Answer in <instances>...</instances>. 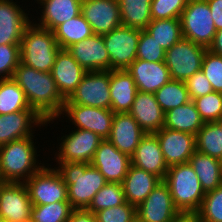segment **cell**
<instances>
[{
  "instance_id": "1",
  "label": "cell",
  "mask_w": 222,
  "mask_h": 222,
  "mask_svg": "<svg viewBox=\"0 0 222 222\" xmlns=\"http://www.w3.org/2000/svg\"><path fill=\"white\" fill-rule=\"evenodd\" d=\"M12 79L24 91L31 109L43 120L60 116L65 99L59 93L50 72H41L20 62Z\"/></svg>"
},
{
  "instance_id": "2",
  "label": "cell",
  "mask_w": 222,
  "mask_h": 222,
  "mask_svg": "<svg viewBox=\"0 0 222 222\" xmlns=\"http://www.w3.org/2000/svg\"><path fill=\"white\" fill-rule=\"evenodd\" d=\"M35 135L0 146V177L2 182L25 183L45 162L38 160ZM40 161V163H39ZM42 162V163H41ZM39 163V164H38Z\"/></svg>"
},
{
  "instance_id": "3",
  "label": "cell",
  "mask_w": 222,
  "mask_h": 222,
  "mask_svg": "<svg viewBox=\"0 0 222 222\" xmlns=\"http://www.w3.org/2000/svg\"><path fill=\"white\" fill-rule=\"evenodd\" d=\"M55 166L67 185L68 201L74 210L87 209L96 193L108 183L89 163L65 162Z\"/></svg>"
},
{
  "instance_id": "4",
  "label": "cell",
  "mask_w": 222,
  "mask_h": 222,
  "mask_svg": "<svg viewBox=\"0 0 222 222\" xmlns=\"http://www.w3.org/2000/svg\"><path fill=\"white\" fill-rule=\"evenodd\" d=\"M60 49L54 32L32 21L23 32L20 62L41 72H51Z\"/></svg>"
},
{
  "instance_id": "5",
  "label": "cell",
  "mask_w": 222,
  "mask_h": 222,
  "mask_svg": "<svg viewBox=\"0 0 222 222\" xmlns=\"http://www.w3.org/2000/svg\"><path fill=\"white\" fill-rule=\"evenodd\" d=\"M163 181L179 212L199 211L206 193L189 162L170 166Z\"/></svg>"
},
{
  "instance_id": "6",
  "label": "cell",
  "mask_w": 222,
  "mask_h": 222,
  "mask_svg": "<svg viewBox=\"0 0 222 222\" xmlns=\"http://www.w3.org/2000/svg\"><path fill=\"white\" fill-rule=\"evenodd\" d=\"M180 20L184 39L206 48L212 44L217 30L207 0H188Z\"/></svg>"
},
{
  "instance_id": "7",
  "label": "cell",
  "mask_w": 222,
  "mask_h": 222,
  "mask_svg": "<svg viewBox=\"0 0 222 222\" xmlns=\"http://www.w3.org/2000/svg\"><path fill=\"white\" fill-rule=\"evenodd\" d=\"M64 134L57 139V150L53 154L56 163L74 162V163H92L95 152L99 144L104 140L96 133L76 129ZM61 142V143H60Z\"/></svg>"
},
{
  "instance_id": "8",
  "label": "cell",
  "mask_w": 222,
  "mask_h": 222,
  "mask_svg": "<svg viewBox=\"0 0 222 222\" xmlns=\"http://www.w3.org/2000/svg\"><path fill=\"white\" fill-rule=\"evenodd\" d=\"M114 114L111 109L78 104H64L60 116L47 120L45 124L46 126H50L48 124L57 120L59 122L62 117V120L67 117L68 121L66 120V122L69 124L72 123L71 125H74L76 129L89 130L99 135L102 139H108L111 133Z\"/></svg>"
},
{
  "instance_id": "9",
  "label": "cell",
  "mask_w": 222,
  "mask_h": 222,
  "mask_svg": "<svg viewBox=\"0 0 222 222\" xmlns=\"http://www.w3.org/2000/svg\"><path fill=\"white\" fill-rule=\"evenodd\" d=\"M46 164L24 183L32 204L45 205L68 201L67 185L63 177L55 167H51L52 164Z\"/></svg>"
},
{
  "instance_id": "10",
  "label": "cell",
  "mask_w": 222,
  "mask_h": 222,
  "mask_svg": "<svg viewBox=\"0 0 222 222\" xmlns=\"http://www.w3.org/2000/svg\"><path fill=\"white\" fill-rule=\"evenodd\" d=\"M208 48L182 38L165 53L166 64L173 80L186 81L201 70Z\"/></svg>"
},
{
  "instance_id": "11",
  "label": "cell",
  "mask_w": 222,
  "mask_h": 222,
  "mask_svg": "<svg viewBox=\"0 0 222 222\" xmlns=\"http://www.w3.org/2000/svg\"><path fill=\"white\" fill-rule=\"evenodd\" d=\"M64 104L110 109V70L86 72Z\"/></svg>"
},
{
  "instance_id": "12",
  "label": "cell",
  "mask_w": 222,
  "mask_h": 222,
  "mask_svg": "<svg viewBox=\"0 0 222 222\" xmlns=\"http://www.w3.org/2000/svg\"><path fill=\"white\" fill-rule=\"evenodd\" d=\"M102 36L109 53V70H126L136 60L140 29L120 25Z\"/></svg>"
},
{
  "instance_id": "13",
  "label": "cell",
  "mask_w": 222,
  "mask_h": 222,
  "mask_svg": "<svg viewBox=\"0 0 222 222\" xmlns=\"http://www.w3.org/2000/svg\"><path fill=\"white\" fill-rule=\"evenodd\" d=\"M32 206L24 183H0V217L8 222H30Z\"/></svg>"
},
{
  "instance_id": "14",
  "label": "cell",
  "mask_w": 222,
  "mask_h": 222,
  "mask_svg": "<svg viewBox=\"0 0 222 222\" xmlns=\"http://www.w3.org/2000/svg\"><path fill=\"white\" fill-rule=\"evenodd\" d=\"M179 213L167 184L162 180L137 206L138 222H171Z\"/></svg>"
},
{
  "instance_id": "15",
  "label": "cell",
  "mask_w": 222,
  "mask_h": 222,
  "mask_svg": "<svg viewBox=\"0 0 222 222\" xmlns=\"http://www.w3.org/2000/svg\"><path fill=\"white\" fill-rule=\"evenodd\" d=\"M15 1L0 0V45L21 44L23 32L34 18L30 11L25 9L27 6L23 8V4Z\"/></svg>"
},
{
  "instance_id": "16",
  "label": "cell",
  "mask_w": 222,
  "mask_h": 222,
  "mask_svg": "<svg viewBox=\"0 0 222 222\" xmlns=\"http://www.w3.org/2000/svg\"><path fill=\"white\" fill-rule=\"evenodd\" d=\"M81 14L93 34L103 35L122 25L118 0H82Z\"/></svg>"
},
{
  "instance_id": "17",
  "label": "cell",
  "mask_w": 222,
  "mask_h": 222,
  "mask_svg": "<svg viewBox=\"0 0 222 222\" xmlns=\"http://www.w3.org/2000/svg\"><path fill=\"white\" fill-rule=\"evenodd\" d=\"M109 183H122L131 165V157L120 152L108 140L98 146L91 163Z\"/></svg>"
},
{
  "instance_id": "18",
  "label": "cell",
  "mask_w": 222,
  "mask_h": 222,
  "mask_svg": "<svg viewBox=\"0 0 222 222\" xmlns=\"http://www.w3.org/2000/svg\"><path fill=\"white\" fill-rule=\"evenodd\" d=\"M159 141L168 167L188 163L196 151L195 136L186 132L174 131L163 127L154 133Z\"/></svg>"
},
{
  "instance_id": "19",
  "label": "cell",
  "mask_w": 222,
  "mask_h": 222,
  "mask_svg": "<svg viewBox=\"0 0 222 222\" xmlns=\"http://www.w3.org/2000/svg\"><path fill=\"white\" fill-rule=\"evenodd\" d=\"M45 122L34 110H21L0 115V146L33 136L36 131L34 129L46 127Z\"/></svg>"
},
{
  "instance_id": "20",
  "label": "cell",
  "mask_w": 222,
  "mask_h": 222,
  "mask_svg": "<svg viewBox=\"0 0 222 222\" xmlns=\"http://www.w3.org/2000/svg\"><path fill=\"white\" fill-rule=\"evenodd\" d=\"M67 50L87 72L109 70V53L102 35L93 34Z\"/></svg>"
},
{
  "instance_id": "21",
  "label": "cell",
  "mask_w": 222,
  "mask_h": 222,
  "mask_svg": "<svg viewBox=\"0 0 222 222\" xmlns=\"http://www.w3.org/2000/svg\"><path fill=\"white\" fill-rule=\"evenodd\" d=\"M86 72L67 49H60L50 73L59 93L66 100L76 90Z\"/></svg>"
},
{
  "instance_id": "22",
  "label": "cell",
  "mask_w": 222,
  "mask_h": 222,
  "mask_svg": "<svg viewBox=\"0 0 222 222\" xmlns=\"http://www.w3.org/2000/svg\"><path fill=\"white\" fill-rule=\"evenodd\" d=\"M35 2L40 4L38 9L41 13L37 11L35 15L40 14L36 17L38 21H35L36 18L32 21L37 26L51 31L81 13L82 0H34Z\"/></svg>"
},
{
  "instance_id": "23",
  "label": "cell",
  "mask_w": 222,
  "mask_h": 222,
  "mask_svg": "<svg viewBox=\"0 0 222 222\" xmlns=\"http://www.w3.org/2000/svg\"><path fill=\"white\" fill-rule=\"evenodd\" d=\"M131 165L145 170L164 180L168 171L159 141L154 133L145 134L135 153L131 156Z\"/></svg>"
},
{
  "instance_id": "24",
  "label": "cell",
  "mask_w": 222,
  "mask_h": 222,
  "mask_svg": "<svg viewBox=\"0 0 222 222\" xmlns=\"http://www.w3.org/2000/svg\"><path fill=\"white\" fill-rule=\"evenodd\" d=\"M145 134L129 113H115L108 140L120 152L131 157Z\"/></svg>"
},
{
  "instance_id": "25",
  "label": "cell",
  "mask_w": 222,
  "mask_h": 222,
  "mask_svg": "<svg viewBox=\"0 0 222 222\" xmlns=\"http://www.w3.org/2000/svg\"><path fill=\"white\" fill-rule=\"evenodd\" d=\"M140 92L155 93L171 80L164 62H149L136 59L127 69Z\"/></svg>"
},
{
  "instance_id": "26",
  "label": "cell",
  "mask_w": 222,
  "mask_h": 222,
  "mask_svg": "<svg viewBox=\"0 0 222 222\" xmlns=\"http://www.w3.org/2000/svg\"><path fill=\"white\" fill-rule=\"evenodd\" d=\"M129 114L146 134L156 133L164 127L165 112L154 93L138 91Z\"/></svg>"
},
{
  "instance_id": "27",
  "label": "cell",
  "mask_w": 222,
  "mask_h": 222,
  "mask_svg": "<svg viewBox=\"0 0 222 222\" xmlns=\"http://www.w3.org/2000/svg\"><path fill=\"white\" fill-rule=\"evenodd\" d=\"M138 88L127 70H110L111 107L114 113H129Z\"/></svg>"
},
{
  "instance_id": "28",
  "label": "cell",
  "mask_w": 222,
  "mask_h": 222,
  "mask_svg": "<svg viewBox=\"0 0 222 222\" xmlns=\"http://www.w3.org/2000/svg\"><path fill=\"white\" fill-rule=\"evenodd\" d=\"M161 181L158 176L130 165L121 183L126 202L139 206Z\"/></svg>"
},
{
  "instance_id": "29",
  "label": "cell",
  "mask_w": 222,
  "mask_h": 222,
  "mask_svg": "<svg viewBox=\"0 0 222 222\" xmlns=\"http://www.w3.org/2000/svg\"><path fill=\"white\" fill-rule=\"evenodd\" d=\"M203 124L204 121L201 119L193 100L165 112L164 127L170 130L196 136Z\"/></svg>"
},
{
  "instance_id": "30",
  "label": "cell",
  "mask_w": 222,
  "mask_h": 222,
  "mask_svg": "<svg viewBox=\"0 0 222 222\" xmlns=\"http://www.w3.org/2000/svg\"><path fill=\"white\" fill-rule=\"evenodd\" d=\"M204 192L222 185V160L195 151L189 159Z\"/></svg>"
},
{
  "instance_id": "31",
  "label": "cell",
  "mask_w": 222,
  "mask_h": 222,
  "mask_svg": "<svg viewBox=\"0 0 222 222\" xmlns=\"http://www.w3.org/2000/svg\"><path fill=\"white\" fill-rule=\"evenodd\" d=\"M53 32L61 49H68L93 35L91 25L81 13L59 25Z\"/></svg>"
},
{
  "instance_id": "32",
  "label": "cell",
  "mask_w": 222,
  "mask_h": 222,
  "mask_svg": "<svg viewBox=\"0 0 222 222\" xmlns=\"http://www.w3.org/2000/svg\"><path fill=\"white\" fill-rule=\"evenodd\" d=\"M122 25L144 30L152 21V0H118Z\"/></svg>"
},
{
  "instance_id": "33",
  "label": "cell",
  "mask_w": 222,
  "mask_h": 222,
  "mask_svg": "<svg viewBox=\"0 0 222 222\" xmlns=\"http://www.w3.org/2000/svg\"><path fill=\"white\" fill-rule=\"evenodd\" d=\"M145 30L165 51L183 38L180 18L152 20Z\"/></svg>"
},
{
  "instance_id": "34",
  "label": "cell",
  "mask_w": 222,
  "mask_h": 222,
  "mask_svg": "<svg viewBox=\"0 0 222 222\" xmlns=\"http://www.w3.org/2000/svg\"><path fill=\"white\" fill-rule=\"evenodd\" d=\"M31 109L24 91L12 79H0V115Z\"/></svg>"
},
{
  "instance_id": "35",
  "label": "cell",
  "mask_w": 222,
  "mask_h": 222,
  "mask_svg": "<svg viewBox=\"0 0 222 222\" xmlns=\"http://www.w3.org/2000/svg\"><path fill=\"white\" fill-rule=\"evenodd\" d=\"M196 151L222 160V129L217 122H205L195 136Z\"/></svg>"
},
{
  "instance_id": "36",
  "label": "cell",
  "mask_w": 222,
  "mask_h": 222,
  "mask_svg": "<svg viewBox=\"0 0 222 222\" xmlns=\"http://www.w3.org/2000/svg\"><path fill=\"white\" fill-rule=\"evenodd\" d=\"M156 101L164 112L190 101L185 81L171 79L155 93Z\"/></svg>"
},
{
  "instance_id": "37",
  "label": "cell",
  "mask_w": 222,
  "mask_h": 222,
  "mask_svg": "<svg viewBox=\"0 0 222 222\" xmlns=\"http://www.w3.org/2000/svg\"><path fill=\"white\" fill-rule=\"evenodd\" d=\"M73 210L69 201L33 205L30 222H68Z\"/></svg>"
},
{
  "instance_id": "38",
  "label": "cell",
  "mask_w": 222,
  "mask_h": 222,
  "mask_svg": "<svg viewBox=\"0 0 222 222\" xmlns=\"http://www.w3.org/2000/svg\"><path fill=\"white\" fill-rule=\"evenodd\" d=\"M124 203H126V199L122 184L108 182L96 193L86 210L94 214L102 209Z\"/></svg>"
},
{
  "instance_id": "39",
  "label": "cell",
  "mask_w": 222,
  "mask_h": 222,
  "mask_svg": "<svg viewBox=\"0 0 222 222\" xmlns=\"http://www.w3.org/2000/svg\"><path fill=\"white\" fill-rule=\"evenodd\" d=\"M201 119L205 122H216L222 116V93L206 94L193 100Z\"/></svg>"
},
{
  "instance_id": "40",
  "label": "cell",
  "mask_w": 222,
  "mask_h": 222,
  "mask_svg": "<svg viewBox=\"0 0 222 222\" xmlns=\"http://www.w3.org/2000/svg\"><path fill=\"white\" fill-rule=\"evenodd\" d=\"M197 213L201 222H222V185L206 192Z\"/></svg>"
},
{
  "instance_id": "41",
  "label": "cell",
  "mask_w": 222,
  "mask_h": 222,
  "mask_svg": "<svg viewBox=\"0 0 222 222\" xmlns=\"http://www.w3.org/2000/svg\"><path fill=\"white\" fill-rule=\"evenodd\" d=\"M166 51L145 29L140 30L136 59L149 62H164Z\"/></svg>"
},
{
  "instance_id": "42",
  "label": "cell",
  "mask_w": 222,
  "mask_h": 222,
  "mask_svg": "<svg viewBox=\"0 0 222 222\" xmlns=\"http://www.w3.org/2000/svg\"><path fill=\"white\" fill-rule=\"evenodd\" d=\"M97 222H135L137 207L128 202L94 213Z\"/></svg>"
},
{
  "instance_id": "43",
  "label": "cell",
  "mask_w": 222,
  "mask_h": 222,
  "mask_svg": "<svg viewBox=\"0 0 222 222\" xmlns=\"http://www.w3.org/2000/svg\"><path fill=\"white\" fill-rule=\"evenodd\" d=\"M188 0H152V20L180 18Z\"/></svg>"
},
{
  "instance_id": "44",
  "label": "cell",
  "mask_w": 222,
  "mask_h": 222,
  "mask_svg": "<svg viewBox=\"0 0 222 222\" xmlns=\"http://www.w3.org/2000/svg\"><path fill=\"white\" fill-rule=\"evenodd\" d=\"M201 70L213 87V91L222 93V56L206 51Z\"/></svg>"
},
{
  "instance_id": "45",
  "label": "cell",
  "mask_w": 222,
  "mask_h": 222,
  "mask_svg": "<svg viewBox=\"0 0 222 222\" xmlns=\"http://www.w3.org/2000/svg\"><path fill=\"white\" fill-rule=\"evenodd\" d=\"M20 63V44L0 45V79L12 78Z\"/></svg>"
},
{
  "instance_id": "46",
  "label": "cell",
  "mask_w": 222,
  "mask_h": 222,
  "mask_svg": "<svg viewBox=\"0 0 222 222\" xmlns=\"http://www.w3.org/2000/svg\"><path fill=\"white\" fill-rule=\"evenodd\" d=\"M189 98L194 100L198 97L213 92V87L202 70L194 73L190 78L185 81Z\"/></svg>"
},
{
  "instance_id": "47",
  "label": "cell",
  "mask_w": 222,
  "mask_h": 222,
  "mask_svg": "<svg viewBox=\"0 0 222 222\" xmlns=\"http://www.w3.org/2000/svg\"><path fill=\"white\" fill-rule=\"evenodd\" d=\"M215 29H222V0H207Z\"/></svg>"
},
{
  "instance_id": "48",
  "label": "cell",
  "mask_w": 222,
  "mask_h": 222,
  "mask_svg": "<svg viewBox=\"0 0 222 222\" xmlns=\"http://www.w3.org/2000/svg\"><path fill=\"white\" fill-rule=\"evenodd\" d=\"M68 222H97L95 215L86 209L73 210Z\"/></svg>"
},
{
  "instance_id": "49",
  "label": "cell",
  "mask_w": 222,
  "mask_h": 222,
  "mask_svg": "<svg viewBox=\"0 0 222 222\" xmlns=\"http://www.w3.org/2000/svg\"><path fill=\"white\" fill-rule=\"evenodd\" d=\"M171 222H201L197 212H179Z\"/></svg>"
},
{
  "instance_id": "50",
  "label": "cell",
  "mask_w": 222,
  "mask_h": 222,
  "mask_svg": "<svg viewBox=\"0 0 222 222\" xmlns=\"http://www.w3.org/2000/svg\"><path fill=\"white\" fill-rule=\"evenodd\" d=\"M208 50L218 56H222V29L216 31L213 42L208 47Z\"/></svg>"
},
{
  "instance_id": "51",
  "label": "cell",
  "mask_w": 222,
  "mask_h": 222,
  "mask_svg": "<svg viewBox=\"0 0 222 222\" xmlns=\"http://www.w3.org/2000/svg\"><path fill=\"white\" fill-rule=\"evenodd\" d=\"M216 122L220 126V128L222 129V116Z\"/></svg>"
},
{
  "instance_id": "52",
  "label": "cell",
  "mask_w": 222,
  "mask_h": 222,
  "mask_svg": "<svg viewBox=\"0 0 222 222\" xmlns=\"http://www.w3.org/2000/svg\"><path fill=\"white\" fill-rule=\"evenodd\" d=\"M0 222H8L6 219L0 217Z\"/></svg>"
}]
</instances>
